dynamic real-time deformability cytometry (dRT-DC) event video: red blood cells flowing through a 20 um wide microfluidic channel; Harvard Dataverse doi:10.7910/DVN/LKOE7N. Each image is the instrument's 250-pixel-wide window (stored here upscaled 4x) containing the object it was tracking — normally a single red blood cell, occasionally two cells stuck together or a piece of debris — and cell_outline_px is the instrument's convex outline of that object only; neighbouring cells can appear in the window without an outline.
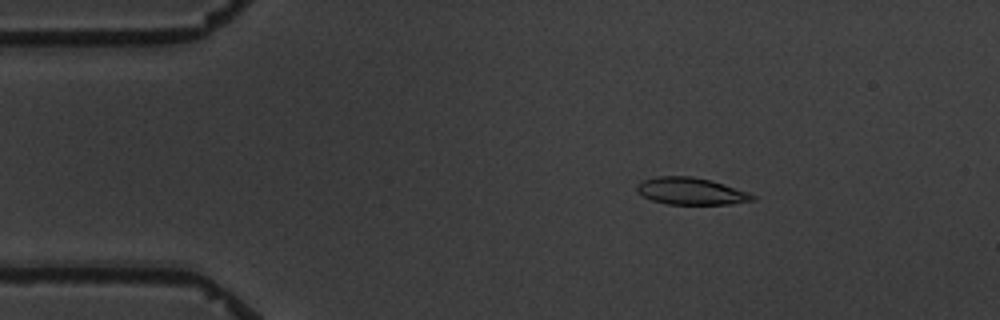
{"species": "common noctule bat (a hibernating species)", "species_latin": "Nyctalus noctula", "temperature_condition": "warm", "stored_images_in_passage": 4, "camera_frame_rate_fps": 3000, "um_per_image_px": 0.085, "animal": {"sex": "male", "body_mass_g": 19.5, "forearm_length_mm": 54.6}, "frame": {"image": 1, "passage_image": 2, "time_ms": 1.333, "image_size_px": [1000, 320], "cell_outline_px": [[756, 200], [732, 204], [668, 204], [652, 200], [636, 192], [636, 184], [644, 180], [656, 176], [692, 176], [724, 184], [748, 192], [756, 196]], "centroid_in_image_um": [58.73, 16.25], "position_along_channel_um": 26.3, "area_um2": 18.21}}